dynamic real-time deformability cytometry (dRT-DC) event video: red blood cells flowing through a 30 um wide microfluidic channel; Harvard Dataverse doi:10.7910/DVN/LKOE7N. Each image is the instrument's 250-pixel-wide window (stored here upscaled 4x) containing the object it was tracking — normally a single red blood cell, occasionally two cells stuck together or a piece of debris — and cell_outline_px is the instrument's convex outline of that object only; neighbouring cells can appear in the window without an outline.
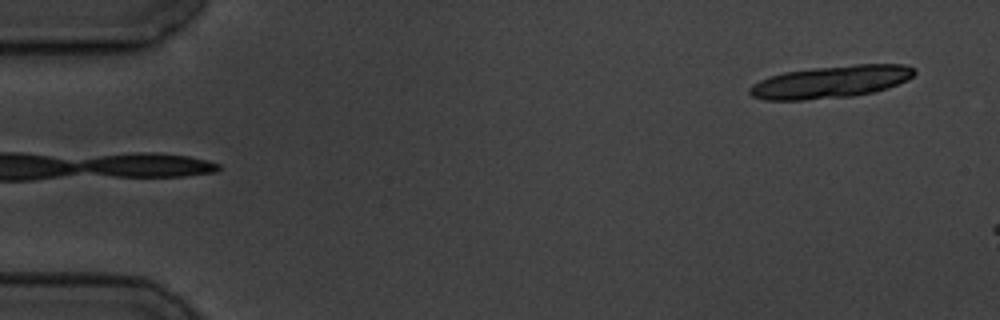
{"species": "common noctule bat (a hibernating species)", "species_latin": "Nyctalus noctula", "temperature_condition": "cold", "stored_images_in_passage": 4, "camera_frame_rate_fps": 3000, "um_per_image_px": 0.085, "animal": {"sex": "male", "body_mass_g": 19.5, "forearm_length_mm": 54.6}, "frame": {"image": 1, "passage_image": 4, "time_ms": 3.667, "image_size_px": [1000, 320], "cell_outline_px": [[916, 72], [908, 80], [888, 88], [876, 92], [852, 96], [804, 100], [764, 100], [752, 96], [748, 92], [748, 88], [752, 84], [760, 80], [784, 72], [816, 68], [856, 64], [904, 64], [916, 68]], "centroid_in_image_um": [70.65, 6.96], "position_along_channel_um": 14.4, "area_um2": 31.15}}